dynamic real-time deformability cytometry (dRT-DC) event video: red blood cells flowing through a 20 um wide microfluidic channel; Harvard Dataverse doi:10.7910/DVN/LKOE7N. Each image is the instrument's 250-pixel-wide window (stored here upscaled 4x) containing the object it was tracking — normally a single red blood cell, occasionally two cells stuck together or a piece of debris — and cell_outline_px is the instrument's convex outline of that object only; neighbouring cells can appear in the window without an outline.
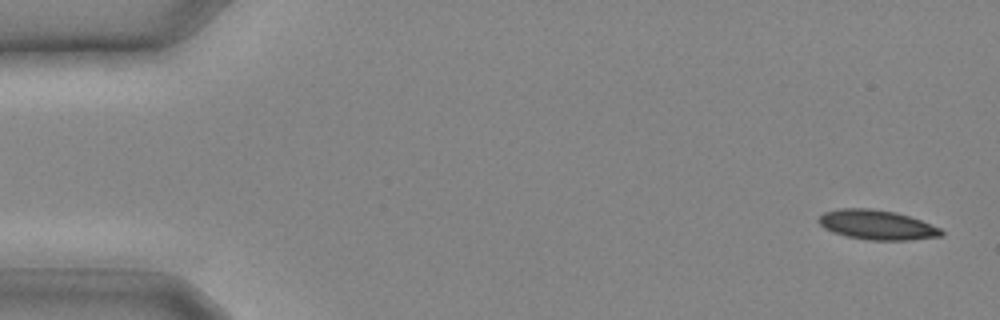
{"species": "common noctule bat (a hibernating species)", "species_latin": "Nyctalus noctula", "temperature_condition": "cold", "stored_images_in_passage": 26, "camera_frame_rate_fps": 3000, "um_per_image_px": 0.085, "animal": {"sex": "male", "body_mass_g": 20.4}, "frame": {"image": 1, "passage_image": 1, "time_ms": 0.0, "image_size_px": [1000, 320], "cell_outline_px": [[944, 236], [908, 240], [868, 240], [848, 236], [832, 232], [824, 228], [816, 220], [824, 212], [840, 208], [868, 208], [896, 212], [920, 220], [940, 228], [944, 232]], "centroid_in_image_um": [74.53, 19.11], "position_along_channel_um": 10.5, "area_um2": 21.15}}
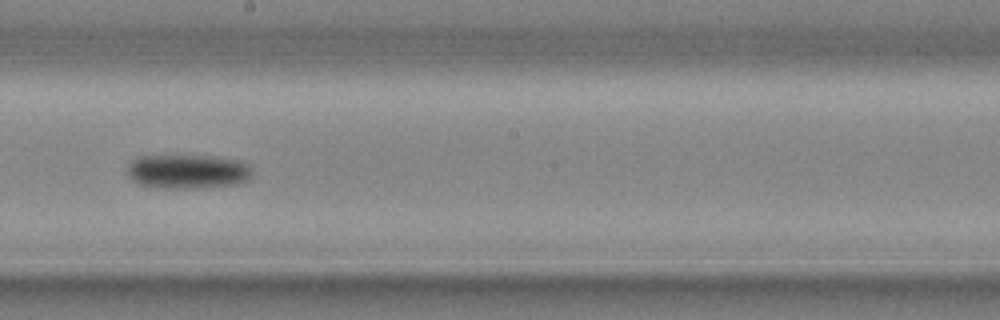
{"frame": {"image": 2, "passage_image": 15, "time_ms": 4.667, "image_size_px": [1000, 320], "cell_outline_px": [[252, 176], [248, 180], [236, 184], [200, 188], [164, 188], [140, 184], [132, 180], [128, 176], [128, 164], [136, 156], [216, 156], [244, 160], [252, 164]], "centroid_in_image_um": [16.03, 14.56], "position_along_channel_um": 232.2, "area_um2": 25.37}}
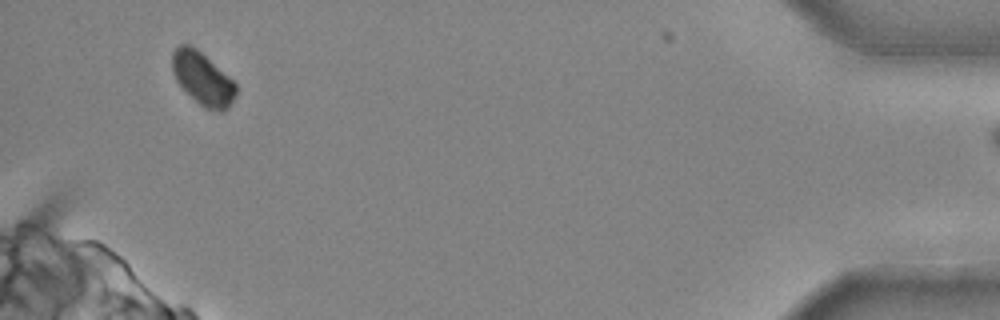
{"frame": {"image": 3, "passage_image": 25, "time_ms": 8.0, "image_size_px": [1000, 320], "cell_outline_px": [[236, 96], [228, 108], [220, 112], [204, 108], [176, 80], [172, 72], [172, 52], [180, 44], [188, 44], [196, 48], [228, 76], [236, 84]], "centroid_in_image_um": [17.23, 6.68], "position_along_channel_um": 418.0, "area_um2": 19.25}}